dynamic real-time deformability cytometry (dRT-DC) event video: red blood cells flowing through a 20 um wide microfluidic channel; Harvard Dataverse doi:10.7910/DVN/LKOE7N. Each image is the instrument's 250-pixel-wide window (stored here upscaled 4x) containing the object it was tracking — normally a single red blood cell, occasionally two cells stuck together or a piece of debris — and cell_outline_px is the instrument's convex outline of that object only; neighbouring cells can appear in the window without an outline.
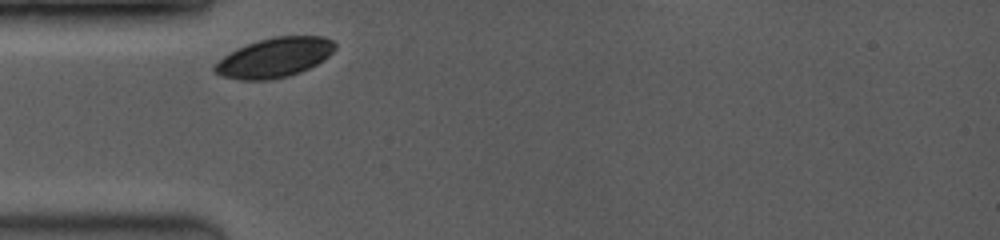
{"species": "common noctule bat (a hibernating species)", "species_latin": "Nyctalus noctula", "temperature_condition": "room temperature", "stored_images_in_passage": 10, "camera_frame_rate_fps": 3500, "um_per_image_px": 0.085, "animal": {"sex": "female", "body_mass_g": 19.0, "forearm_length_mm": 53.3}, "frame": {"image": 1, "passage_image": 1, "time_ms": 0.0, "image_size_px": [1000, 240], "cell_outline_px": [[336, 48], [324, 60], [300, 72], [288, 76], [268, 80], [240, 80], [224, 76], [212, 72], [212, 68], [224, 56], [248, 44], [260, 40], [276, 36], [324, 36], [332, 40], [336, 44]], "centroid_in_image_um": [23.36, 4.9], "position_along_channel_um": 61.6, "area_um2": 27.46}}
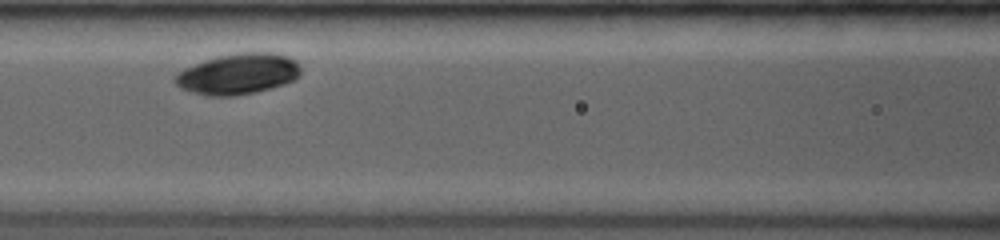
{"frame": {"image": 2, "passage_image": 6, "time_ms": 2.286, "image_size_px": [1000, 240], "cell_outline_px": [[300, 76], [296, 80], [284, 84], [252, 92], [232, 96], [208, 96], [180, 88], [176, 84], [176, 76], [184, 68], [204, 60], [216, 56], [236, 52], [272, 52], [288, 56], [296, 60], [300, 64]], "centroid_in_image_um": [20.28, 6.26], "position_along_channel_um": 146.3, "area_um2": 29.88}}
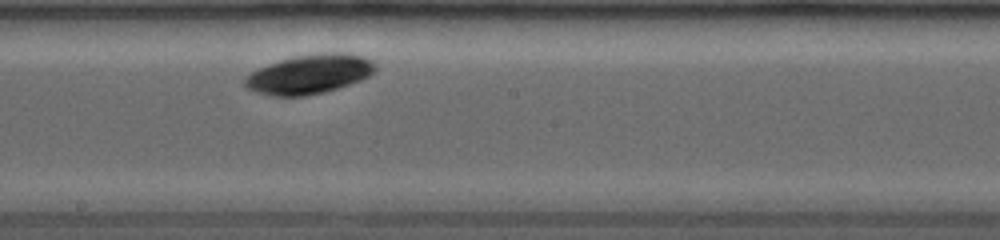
{"frame": {"image": 3, "passage_image": 10, "time_ms": 4.286, "image_size_px": [1000, 240], "cell_outline_px": [[376, 72], [360, 80], [324, 92], [304, 96], [272, 96], [256, 92], [248, 88], [244, 84], [244, 76], [268, 64], [280, 60], [296, 56], [316, 52], [344, 52], [364, 56], [372, 60], [376, 64]], "centroid_in_image_um": [26.32, 6.29], "position_along_channel_um": 221.9, "area_um2": 30.0}}